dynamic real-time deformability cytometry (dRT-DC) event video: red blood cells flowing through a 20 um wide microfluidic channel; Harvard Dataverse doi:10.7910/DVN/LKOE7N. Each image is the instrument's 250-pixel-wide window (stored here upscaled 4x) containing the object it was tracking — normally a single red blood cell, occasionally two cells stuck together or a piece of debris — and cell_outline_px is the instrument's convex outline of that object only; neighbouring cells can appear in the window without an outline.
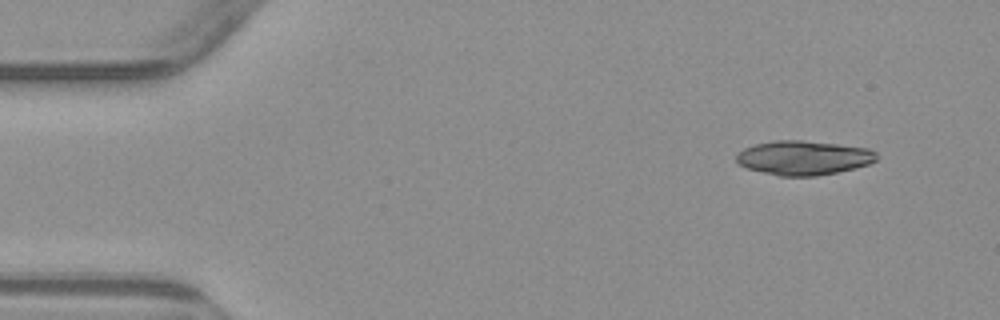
{"species": "common noctule bat (a hibernating species)", "species_latin": "Nyctalus noctula", "temperature_condition": "warm", "stored_images_in_passage": 5, "camera_frame_rate_fps": 3000, "um_per_image_px": 0.085, "animal": {"sex": "male", "body_mass_g": 23.1, "forearm_length_mm": 52.7}, "frame": {"image": 1, "passage_image": 1, "time_ms": 0.0, "image_size_px": [1000, 320], "cell_outline_px": [[876, 160], [868, 164], [856, 168], [816, 176], [780, 176], [748, 168], [740, 164], [736, 160], [736, 152], [744, 148], [756, 144], [776, 140], [800, 140], [836, 144], [868, 148], [876, 152]], "centroid_in_image_um": [68.29, 13.41], "position_along_channel_um": 16.7, "area_um2": 27.8}}